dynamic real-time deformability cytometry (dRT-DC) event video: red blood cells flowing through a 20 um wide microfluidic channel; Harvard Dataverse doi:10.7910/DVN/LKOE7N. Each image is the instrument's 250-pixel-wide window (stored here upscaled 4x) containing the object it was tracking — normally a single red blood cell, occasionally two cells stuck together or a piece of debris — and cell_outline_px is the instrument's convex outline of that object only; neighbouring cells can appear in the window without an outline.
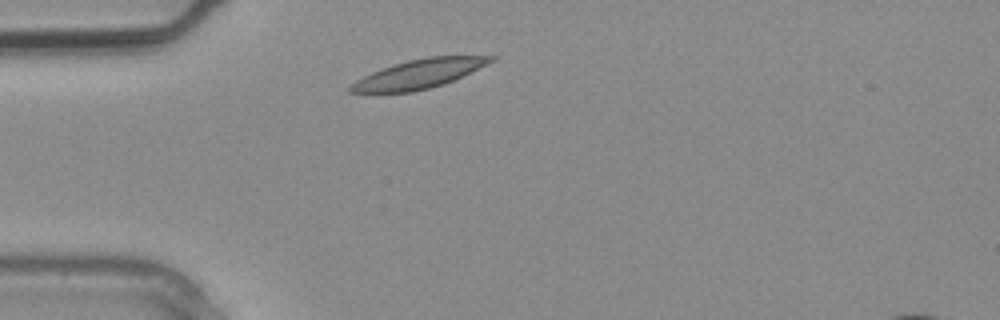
{"species": "common noctule bat (a hibernating species)", "species_latin": "Nyctalus noctula", "temperature_condition": "warm", "stored_images_in_passage": 1, "camera_frame_rate_fps": 3000, "um_per_image_px": 0.085, "animal": {"sex": "male", "body_mass_g": 20.4}, "frame": {"image": 1, "passage_image": 1, "time_ms": 0.0, "image_size_px": [1000, 320], "cell_outline_px": [[496, 60], [444, 84], [412, 92], [348, 92], [348, 88], [356, 80], [372, 72], [408, 60], [428, 56], [496, 56]], "centroid_in_image_um": [35.63, 6.28], "position_along_channel_um": 49.4, "area_um2": 23.24}}